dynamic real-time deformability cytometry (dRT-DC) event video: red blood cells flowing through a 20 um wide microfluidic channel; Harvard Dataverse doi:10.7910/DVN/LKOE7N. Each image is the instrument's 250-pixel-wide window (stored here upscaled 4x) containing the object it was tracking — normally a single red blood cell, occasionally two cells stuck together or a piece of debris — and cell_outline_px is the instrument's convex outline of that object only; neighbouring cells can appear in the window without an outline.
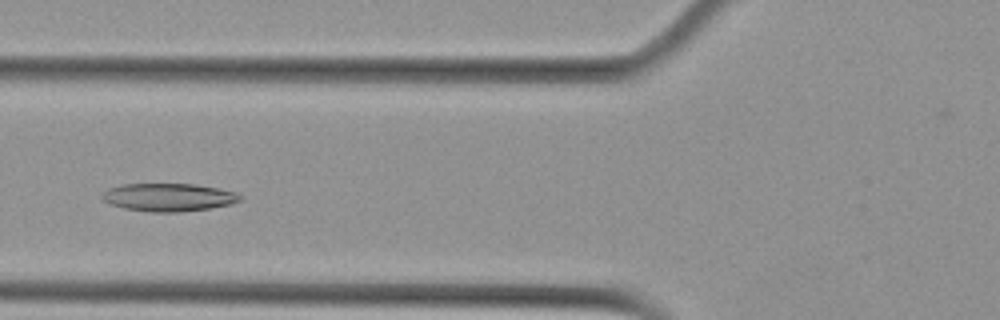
{"species": "Egyptian fruit bat (a non-hibernating species)", "species_latin": "Rousettus aegyptiacus", "temperature_condition": "cold", "stored_images_in_passage": 6, "camera_frame_rate_fps": 3000, "um_per_image_px": 0.085, "animal": {"sex": "female"}, "frame": {"image": 1, "passage_image": 6, "time_ms": 1.667, "image_size_px": [1000, 320], "cell_outline_px": [[240, 200], [232, 204], [212, 208], [180, 212], [152, 212], [124, 208], [108, 204], [100, 196], [108, 188], [124, 184], [196, 184], [236, 192], [240, 196]], "centroid_in_image_um": [14.31, 16.77], "position_along_channel_um": 111.5, "area_um2": 22.48}}